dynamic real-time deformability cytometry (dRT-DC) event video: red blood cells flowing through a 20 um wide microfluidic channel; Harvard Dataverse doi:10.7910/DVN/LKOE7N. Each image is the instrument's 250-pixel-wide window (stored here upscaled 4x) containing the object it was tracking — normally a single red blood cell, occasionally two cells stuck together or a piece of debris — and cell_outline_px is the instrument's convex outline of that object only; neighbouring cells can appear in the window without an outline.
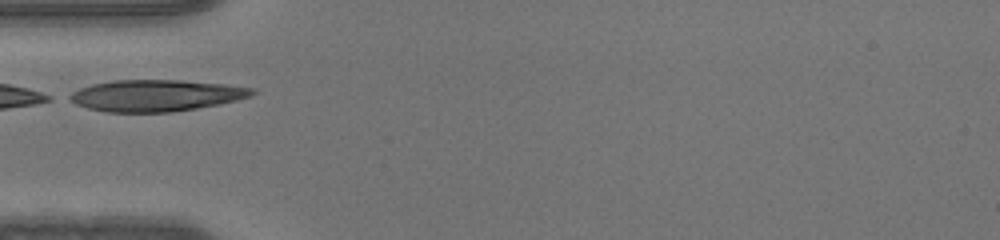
{"species": "human", "species_latin": "Homo sapiens", "temperature_condition": "warm", "stored_images_in_passage": 25, "camera_frame_rate_fps": 3000, "um_per_image_px": 0.085, "donor": {"sex": "male"}, "frame": {"image": 1, "passage_image": 1, "time_ms": 0.0, "image_size_px": [1000, 240], "cell_outline_px": [[256, 92], [252, 96], [220, 104], [172, 112], [104, 112], [88, 108], [76, 104], [68, 100], [64, 96], [80, 88], [92, 84], [112, 80], [180, 80], [224, 84], [256, 88]], "centroid_in_image_um": [13.23, 8.12], "position_along_channel_um": 71.8, "area_um2": 33.76}}
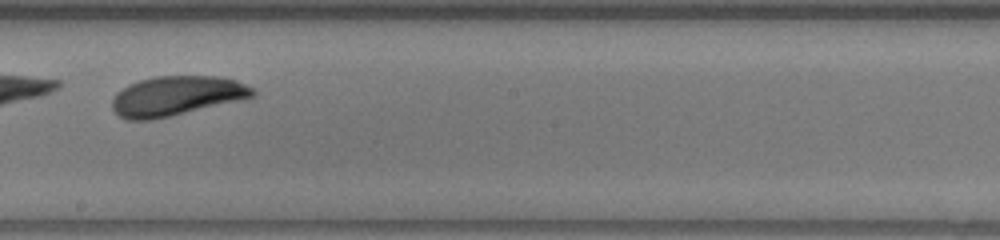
{"frame": {"image": 2, "passage_image": 13, "time_ms": 4.0, "image_size_px": [1000, 240], "cell_outline_px": [[256, 96], [244, 100], [152, 120], [124, 120], [112, 108], [112, 100], [116, 92], [128, 84], [140, 80], [156, 76], [220, 76], [236, 80], [252, 88], [256, 92]], "centroid_in_image_um": [15.02, 8.16], "position_along_channel_um": 233.2, "area_um2": 32.77}}
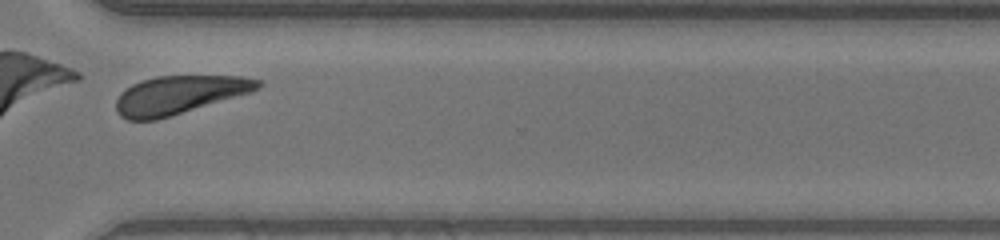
{"frame": {"image": 3, "passage_image": 22, "time_ms": 7.0, "image_size_px": [1000, 240], "cell_outline_px": [[264, 84], [260, 88], [252, 92], [156, 120], [128, 120], [120, 116], [116, 112], [116, 100], [120, 92], [132, 84], [140, 80], [156, 76], [244, 76], [264, 80]], "centroid_in_image_um": [15.25, 8.05], "position_along_channel_um": 355.4, "area_um2": 31.85}}